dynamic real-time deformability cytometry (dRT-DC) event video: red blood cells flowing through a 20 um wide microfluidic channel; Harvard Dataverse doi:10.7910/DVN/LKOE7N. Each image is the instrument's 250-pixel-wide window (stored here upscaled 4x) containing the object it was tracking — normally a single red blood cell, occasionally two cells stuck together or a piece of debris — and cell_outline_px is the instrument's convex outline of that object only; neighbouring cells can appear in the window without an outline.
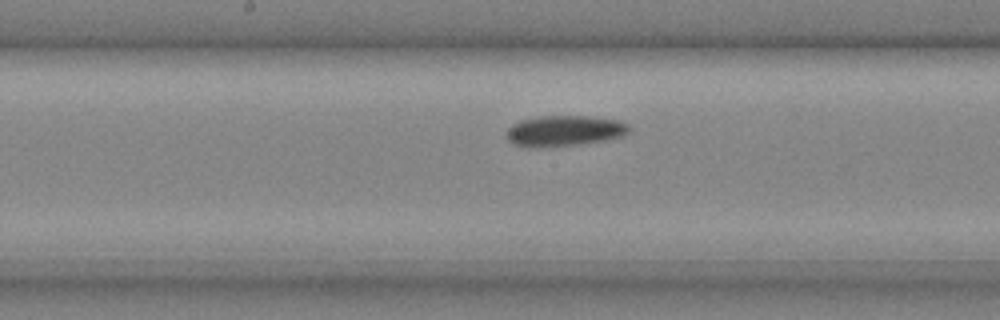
{"species": "common noctule bat (a hibernating species)", "species_latin": "Nyctalus noctula", "temperature_condition": "cold", "stored_images_in_passage": 24, "camera_frame_rate_fps": 3000, "um_per_image_px": 0.085, "animal": {"sex": "male", "body_mass_g": 20.4}, "frame": {"image": 1, "passage_image": 10, "time_ms": 3.0, "image_size_px": [1000, 320], "cell_outline_px": [[628, 132], [624, 136], [604, 140], [576, 144], [532, 148], [524, 148], [512, 144], [508, 140], [508, 128], [512, 124], [520, 120], [540, 116], [592, 116], [620, 120], [628, 124]], "centroid_in_image_um": [47.95, 11.12], "position_along_channel_um": 200.3, "area_um2": 22.02}}
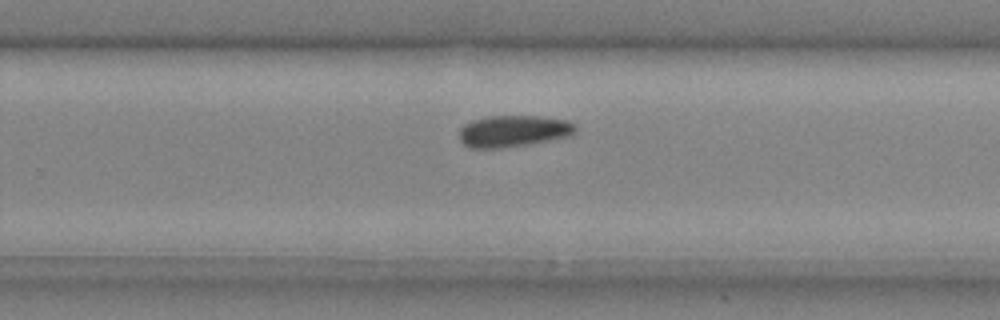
{"frame": {"image": 2, "passage_image": 15, "time_ms": 4.667, "image_size_px": [1000, 320], "cell_outline_px": [[576, 132], [572, 136], [528, 144], [504, 148], [468, 148], [460, 140], [460, 128], [464, 124], [472, 120], [488, 116], [536, 116], [568, 120], [576, 124]], "centroid_in_image_um": [43.66, 11.14], "position_along_channel_um": 286.1, "area_um2": 21.62}}
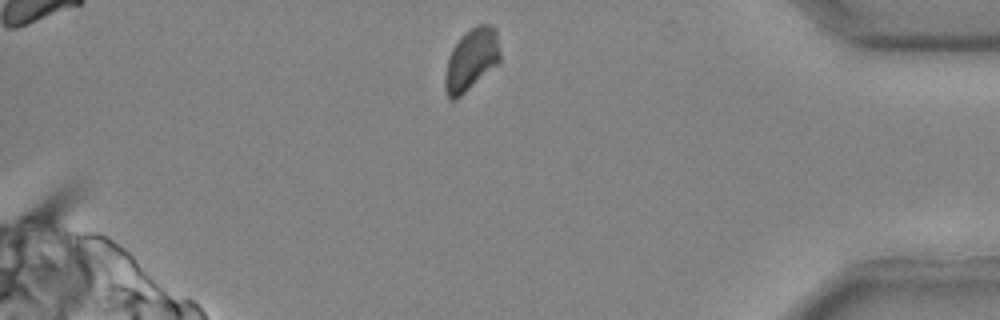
{"frame": {"image": 3, "passage_image": 23, "time_ms": 7.333, "image_size_px": [1000, 320], "cell_outline_px": [[500, 64], [456, 100], [448, 100], [444, 88], [444, 76], [448, 60], [452, 48], [460, 36], [476, 24], [492, 24], [496, 28], [500, 52]], "centroid_in_image_um": [40.07, 5.08], "position_along_channel_um": 395.1, "area_um2": 20.46}}